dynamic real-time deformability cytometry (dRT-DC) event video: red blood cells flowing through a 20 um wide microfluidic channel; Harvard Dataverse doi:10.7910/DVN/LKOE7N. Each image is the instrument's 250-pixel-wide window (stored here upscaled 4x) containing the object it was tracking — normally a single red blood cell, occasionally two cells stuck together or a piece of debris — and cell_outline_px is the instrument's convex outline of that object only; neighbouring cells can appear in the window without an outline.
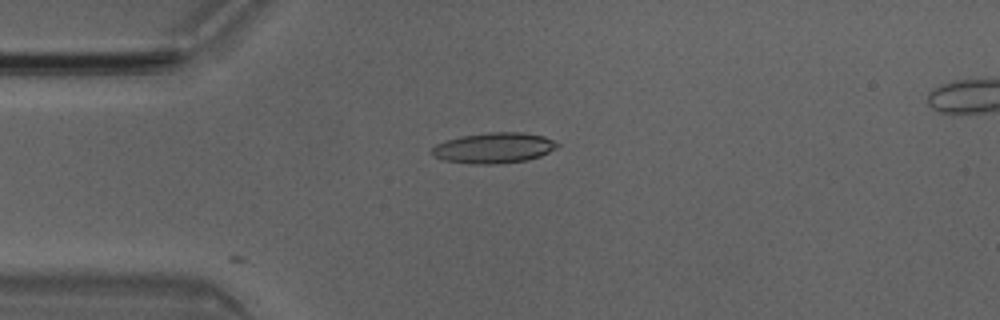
{"species": "Egyptian fruit bat (a non-hibernating species)", "species_latin": "Rousettus aegyptiacus", "temperature_condition": "room temperature", "stored_images_in_passage": 7, "camera_frame_rate_fps": 3000, "um_per_image_px": 0.085, "animal": {"sex": "male"}, "frame": {"image": 1, "passage_image": 4, "time_ms": 1.0, "image_size_px": [1000, 320], "cell_outline_px": [[560, 144], [556, 148], [540, 156], [528, 160], [500, 164], [472, 164], [444, 160], [436, 156], [432, 152], [432, 148], [436, 144], [444, 140], [460, 136], [488, 132], [520, 132], [544, 136]], "centroid_in_image_um": [41.98, 12.57], "position_along_channel_um": 43.0, "area_um2": 22.37}}